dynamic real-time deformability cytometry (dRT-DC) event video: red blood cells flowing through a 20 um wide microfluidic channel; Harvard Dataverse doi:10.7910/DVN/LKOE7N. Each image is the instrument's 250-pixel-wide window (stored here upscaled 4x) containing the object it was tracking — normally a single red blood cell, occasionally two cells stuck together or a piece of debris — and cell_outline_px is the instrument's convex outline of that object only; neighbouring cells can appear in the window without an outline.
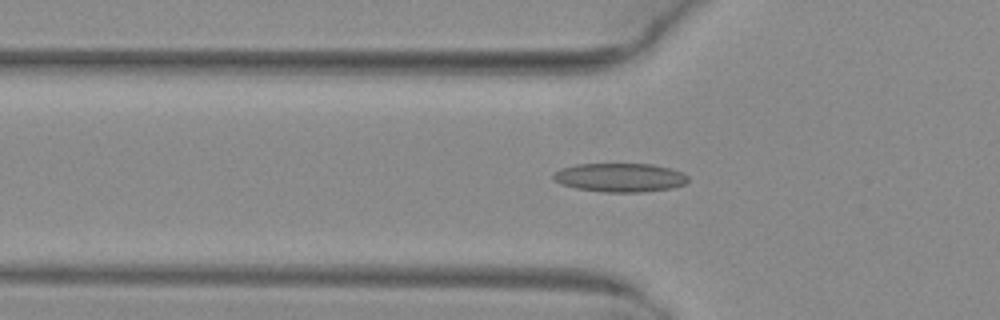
{"species": "common noctule bat (a hibernating species)", "species_latin": "Nyctalus noctula", "temperature_condition": "warm", "stored_images_in_passage": 48, "camera_frame_rate_fps": 3000, "um_per_image_px": 0.085, "animal": {"sex": "female", "body_mass_g": 29.2, "forearm_length_mm": 56.3}, "frame": {"image": 1, "passage_image": 17, "time_ms": 5.333, "image_size_px": [1000, 320], "cell_outline_px": [[688, 180], [684, 184], [672, 188], [644, 192], [604, 192], [576, 188], [560, 184], [552, 176], [560, 168], [576, 164], [652, 164], [668, 168], [680, 172], [688, 176]], "centroid_in_image_um": [52.68, 15.09], "position_along_channel_um": 73.1, "area_um2": 22.48}}
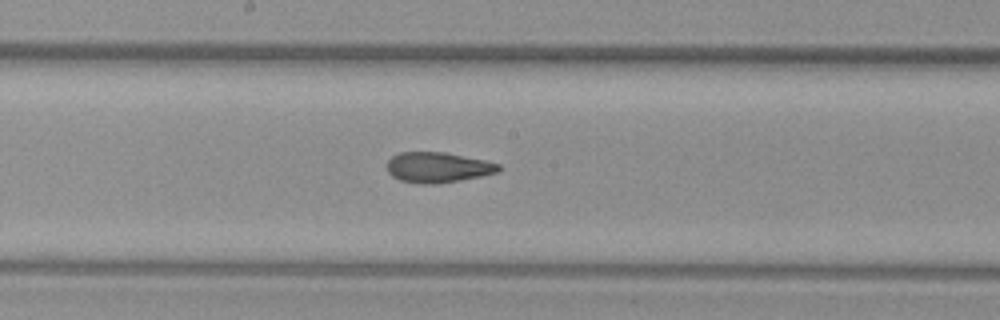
{"frame": {"image": 2, "passage_image": 27, "time_ms": 8.667, "image_size_px": [1000, 320], "cell_outline_px": [[500, 168], [496, 172], [480, 176], [460, 180], [436, 184], [420, 184], [400, 180], [392, 176], [388, 172], [388, 160], [392, 156], [400, 152], [444, 152], [484, 160], [500, 164]], "centroid_in_image_um": [37.18, 14.23], "position_along_channel_um": 211.0, "area_um2": 19.59}}
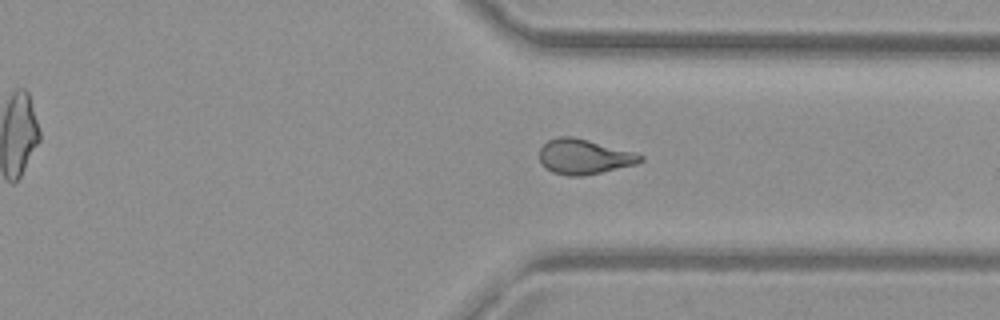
{"frame": {"image": 3, "passage_image": 38, "time_ms": 12.333, "image_size_px": [1000, 320], "cell_outline_px": [[644, 160], [636, 164], [600, 172], [580, 176], [568, 176], [552, 172], [544, 168], [540, 160], [540, 148], [548, 140], [560, 136], [572, 136], [588, 140], [632, 152], [644, 156]], "centroid_in_image_um": [49.61, 13.32], "position_along_channel_um": 361.8, "area_um2": 20.35}}